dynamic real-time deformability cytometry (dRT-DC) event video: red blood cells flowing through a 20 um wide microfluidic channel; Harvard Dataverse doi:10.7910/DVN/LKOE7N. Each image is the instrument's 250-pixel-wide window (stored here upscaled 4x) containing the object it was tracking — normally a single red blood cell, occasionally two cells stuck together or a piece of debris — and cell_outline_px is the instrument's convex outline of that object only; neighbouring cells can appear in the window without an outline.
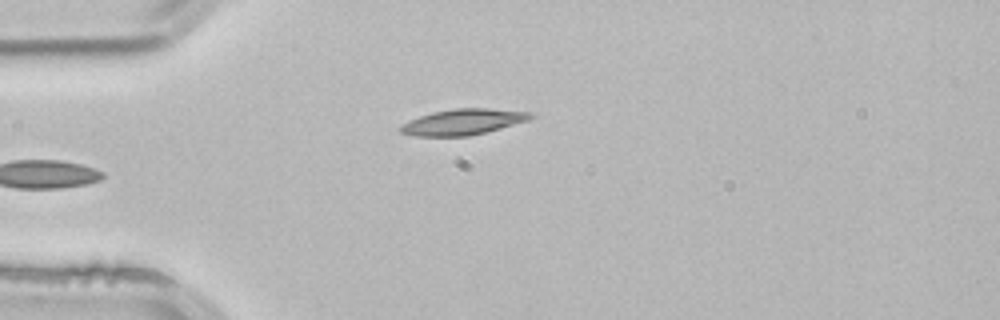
{"species": "common noctule bat (a hibernating species)", "species_latin": "Nyctalus noctula", "temperature_condition": "room temperature", "stored_images_in_passage": 2, "camera_frame_rate_fps": 3000, "um_per_image_px": 0.085, "animal": {"sex": "male", "body_mass_g": 21.5, "forearm_length_mm": 52.0}, "frame": {"image": 1, "passage_image": 2, "time_ms": 0.333, "image_size_px": [1000, 320], "cell_outline_px": [[536, 116], [528, 120], [500, 128], [468, 136], [416, 136], [400, 132], [396, 128], [400, 124], [420, 116], [432, 112], [452, 108], [488, 108], [536, 112]], "centroid_in_image_um": [39.36, 10.35], "position_along_channel_um": 45.6, "area_um2": 19.77}}